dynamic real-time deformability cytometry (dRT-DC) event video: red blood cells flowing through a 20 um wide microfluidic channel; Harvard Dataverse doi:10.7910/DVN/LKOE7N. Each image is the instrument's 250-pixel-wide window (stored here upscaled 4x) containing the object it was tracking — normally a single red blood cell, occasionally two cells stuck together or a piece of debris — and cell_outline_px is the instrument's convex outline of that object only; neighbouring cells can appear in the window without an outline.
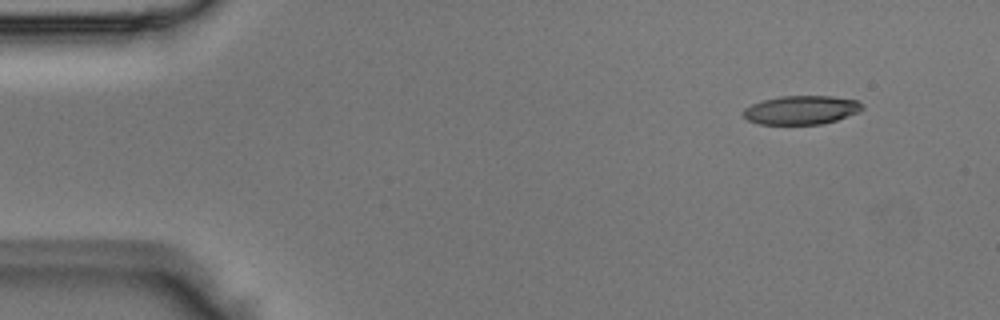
{"species": "Egyptian fruit bat (a non-hibernating species)", "species_latin": "Rousettus aegyptiacus", "temperature_condition": "room temperature", "stored_images_in_passage": 46, "camera_frame_rate_fps": 3000, "um_per_image_px": 0.085, "animal": {"sex": "male"}, "frame": {"image": 1, "passage_image": 1, "time_ms": 0.0, "image_size_px": [1000, 320], "cell_outline_px": [[864, 108], [860, 112], [836, 120], [820, 124], [760, 124], [748, 120], [744, 116], [744, 108], [752, 104], [764, 100], [780, 96], [832, 96], [856, 100]], "centroid_in_image_um": [68.12, 9.35], "position_along_channel_um": 16.9, "area_um2": 19.77}}
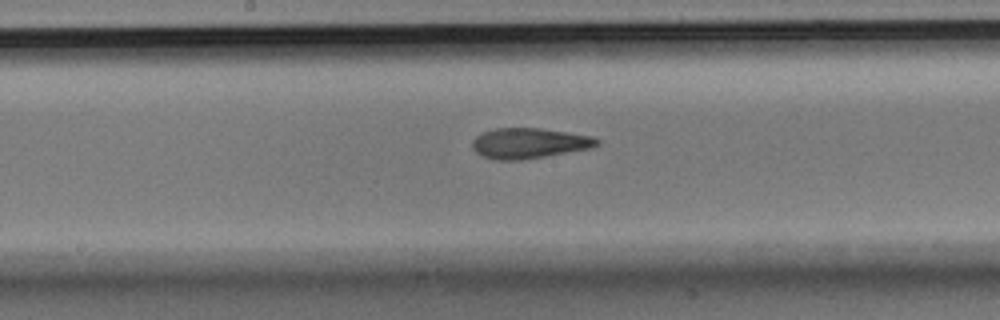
{"frame": {"image": 2, "passage_image": 22, "time_ms": 7.0, "image_size_px": [1000, 320], "cell_outline_px": [[600, 144], [588, 148], [544, 156], [520, 160], [492, 160], [476, 152], [472, 148], [472, 140], [476, 136], [484, 132], [496, 128], [540, 128], [592, 136], [600, 140]], "centroid_in_image_um": [44.94, 12.17], "position_along_channel_um": 203.3, "area_um2": 21.85}}
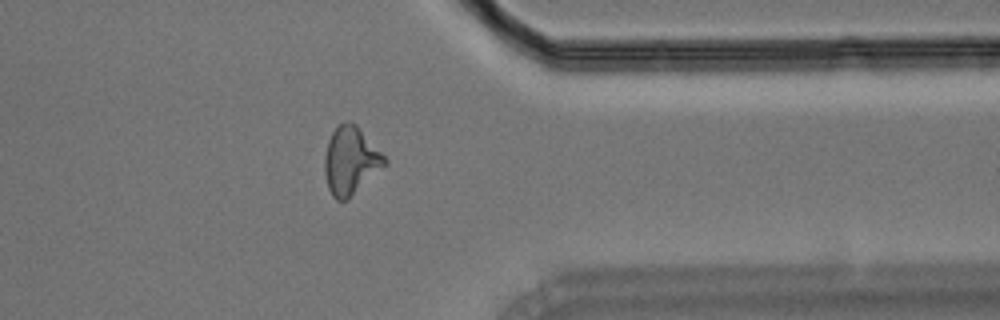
{"frame": {"image": 3, "passage_image": 36, "time_ms": 11.667, "image_size_px": [1000, 320], "cell_outline_px": [[388, 164], [348, 200], [336, 200], [332, 196], [328, 188], [324, 172], [324, 156], [328, 140], [332, 132], [344, 120], [348, 120], [356, 124], [388, 160]], "centroid_in_image_um": [29.8, 13.67], "position_along_channel_um": 381.6, "area_um2": 23.93}}